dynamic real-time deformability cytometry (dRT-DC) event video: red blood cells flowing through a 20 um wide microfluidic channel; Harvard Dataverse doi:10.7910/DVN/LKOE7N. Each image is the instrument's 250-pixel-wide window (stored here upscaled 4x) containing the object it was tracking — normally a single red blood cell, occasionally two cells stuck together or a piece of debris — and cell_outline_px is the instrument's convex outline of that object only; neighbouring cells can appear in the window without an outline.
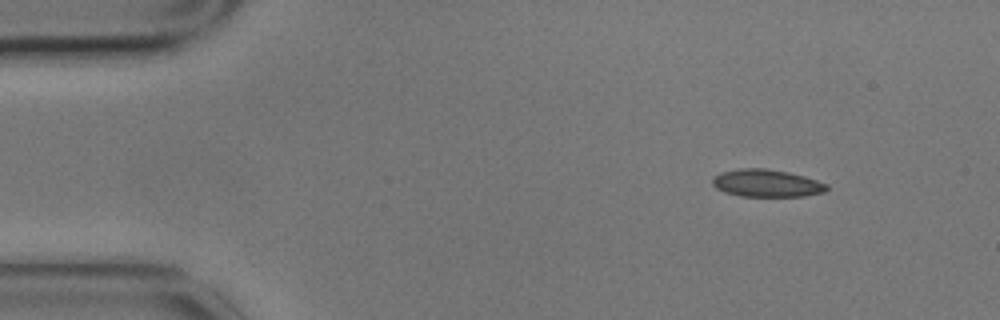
{"species": "common noctule bat (a hibernating species)", "species_latin": "Nyctalus noctula", "temperature_condition": "cold", "stored_images_in_passage": 4, "camera_frame_rate_fps": 3000, "um_per_image_px": 0.085, "animal": {"sex": "male", "body_mass_g": 17.9}, "frame": {"image": 1, "passage_image": 1, "time_ms": 0.0, "image_size_px": [1000, 320], "cell_outline_px": [[828, 188], [824, 192], [804, 196], [740, 196], [724, 192], [716, 188], [712, 184], [712, 176], [720, 172], [740, 168], [768, 168], [788, 172], [804, 176], [828, 184]], "centroid_in_image_um": [65.13, 15.56], "position_along_channel_um": 19.9, "area_um2": 18.44}}
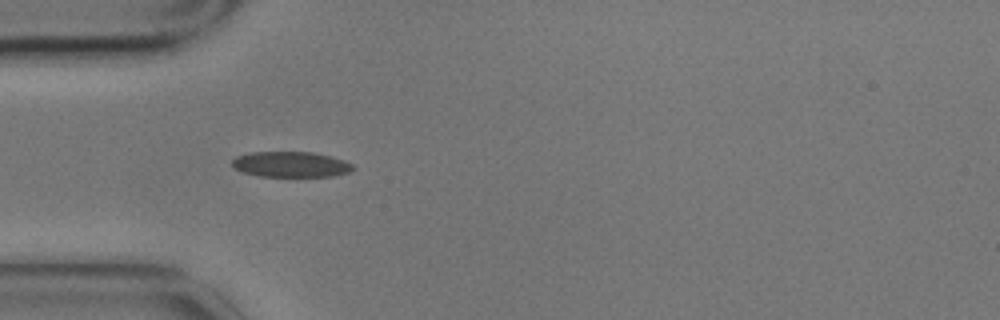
{"frame": {"image": 2, "passage_image": 3, "time_ms": 0.667, "image_size_px": [1000, 320], "cell_outline_px": [[356, 168], [348, 172], [332, 176], [260, 176], [244, 172], [236, 168], [232, 164], [232, 160], [236, 156], [252, 152], [312, 152], [332, 156], [344, 160], [352, 164]], "centroid_in_image_um": [24.75, 13.96], "position_along_channel_um": 60.2, "area_um2": 17.86}}